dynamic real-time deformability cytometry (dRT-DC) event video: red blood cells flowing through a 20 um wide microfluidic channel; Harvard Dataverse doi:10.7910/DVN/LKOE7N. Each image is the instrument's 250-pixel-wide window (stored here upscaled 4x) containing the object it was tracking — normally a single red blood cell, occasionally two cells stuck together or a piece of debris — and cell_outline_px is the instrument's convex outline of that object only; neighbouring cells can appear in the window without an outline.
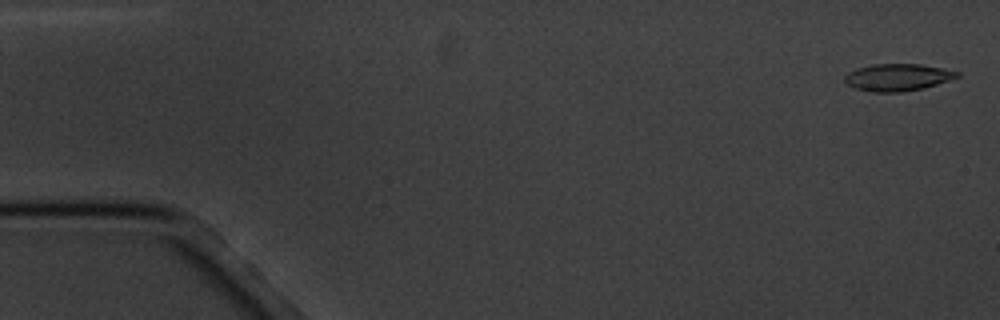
{"species": "common noctule bat (a hibernating species)", "species_latin": "Nyctalus noctula", "temperature_condition": "cold", "stored_images_in_passage": 6, "camera_frame_rate_fps": 3000, "um_per_image_px": 0.085, "animal": {"sex": "male", "body_mass_g": 20.1, "forearm_length_mm": 53.5}, "frame": {"image": 1, "passage_image": 1, "time_ms": 0.0, "image_size_px": [1000, 320], "cell_outline_px": [[960, 76], [924, 88], [900, 92], [872, 92], [852, 88], [844, 80], [844, 76], [848, 72], [856, 68], [872, 64], [920, 64], [960, 72]], "centroid_in_image_um": [76.24, 6.57], "position_along_channel_um": 8.8, "area_um2": 17.74}}
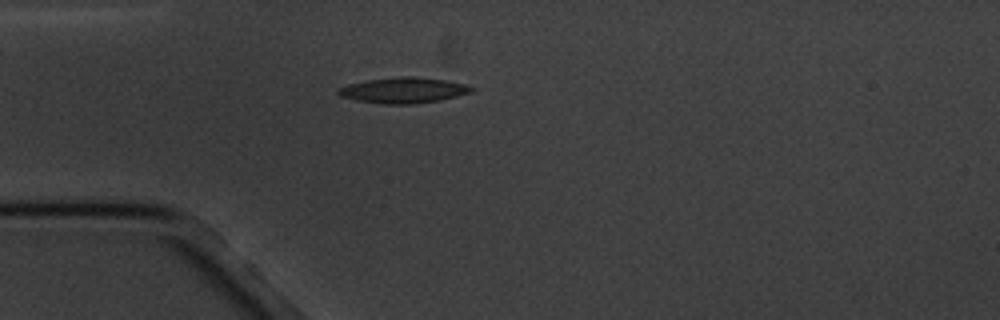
{"frame": {"image": 2, "passage_image": 5, "time_ms": 4.667, "image_size_px": [1000, 320], "cell_outline_px": [[476, 88], [472, 92], [440, 100], [412, 104], [380, 104], [356, 100], [340, 96], [336, 92], [340, 88], [348, 84], [368, 80], [400, 76], [412, 76], [444, 80], [464, 84]], "centroid_in_image_um": [34.29, 7.68], "position_along_channel_um": 50.7, "area_um2": 19.83}}